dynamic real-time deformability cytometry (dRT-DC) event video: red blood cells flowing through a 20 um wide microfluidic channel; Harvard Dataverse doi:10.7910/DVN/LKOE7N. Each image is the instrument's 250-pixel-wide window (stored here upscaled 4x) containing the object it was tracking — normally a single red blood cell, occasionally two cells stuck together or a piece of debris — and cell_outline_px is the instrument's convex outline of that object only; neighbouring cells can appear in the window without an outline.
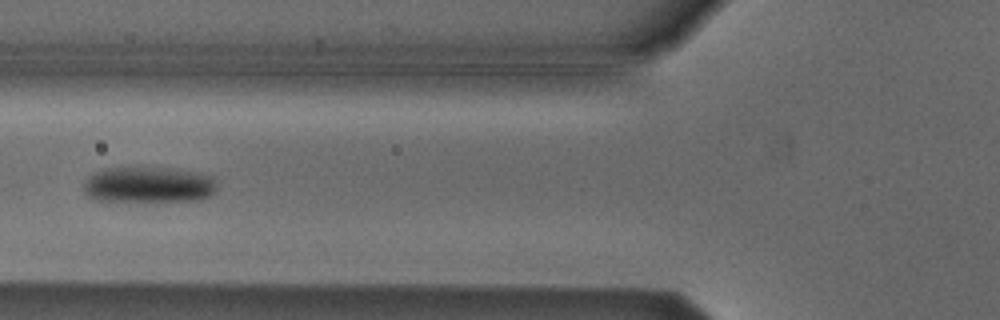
{"species": "Egyptian fruit bat (a non-hibernating species)", "species_latin": "Rousettus aegyptiacus", "temperature_condition": "cold", "stored_images_in_passage": 6, "camera_frame_rate_fps": 3000, "um_per_image_px": 0.085, "animal": {"sex": "male"}, "frame": {"image": 1, "passage_image": 6, "time_ms": 1.667, "image_size_px": [1000, 320], "cell_outline_px": [[216, 188], [212, 196], [200, 200], [96, 200], [88, 196], [84, 192], [84, 184], [88, 176], [96, 172], [108, 168], [176, 168], [196, 172], [212, 176], [216, 184]], "centroid_in_image_um": [12.67, 15.69], "position_along_channel_um": 113.1, "area_um2": 27.63}}